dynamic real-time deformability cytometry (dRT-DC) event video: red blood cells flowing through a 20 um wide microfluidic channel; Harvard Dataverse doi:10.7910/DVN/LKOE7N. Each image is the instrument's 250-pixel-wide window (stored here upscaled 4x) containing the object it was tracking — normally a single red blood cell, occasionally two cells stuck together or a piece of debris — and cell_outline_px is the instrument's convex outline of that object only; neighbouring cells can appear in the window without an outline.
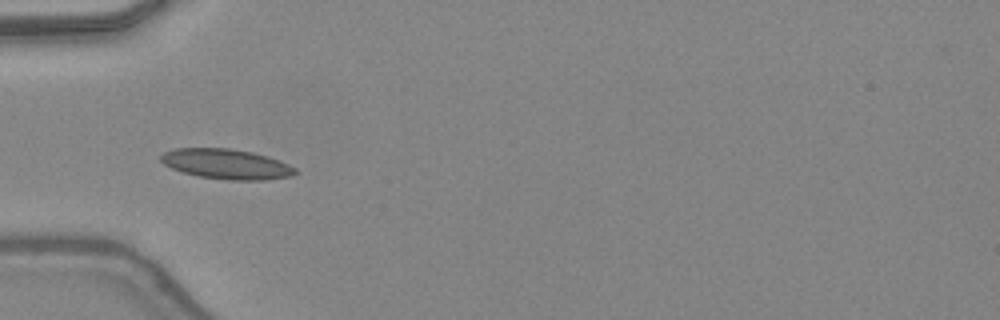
{"species": "common noctule bat (a hibernating species)", "species_latin": "Nyctalus noctula", "temperature_condition": "warm", "stored_images_in_passage": 19, "camera_frame_rate_fps": 3000, "um_per_image_px": 0.085, "animal": {"sex": "female", "body_mass_g": 24.6, "forearm_length_mm": 56.2}, "frame": {"image": 1, "passage_image": 16, "time_ms": 5.0, "image_size_px": [1000, 320], "cell_outline_px": [[296, 172], [288, 176], [264, 180], [228, 180], [200, 176], [184, 172], [172, 168], [164, 164], [160, 160], [160, 156], [164, 152], [176, 148], [228, 148], [252, 152], [268, 156], [288, 164], [296, 168]], "centroid_in_image_um": [19.23, 13.93], "position_along_channel_um": 65.8, "area_um2": 23.29}}